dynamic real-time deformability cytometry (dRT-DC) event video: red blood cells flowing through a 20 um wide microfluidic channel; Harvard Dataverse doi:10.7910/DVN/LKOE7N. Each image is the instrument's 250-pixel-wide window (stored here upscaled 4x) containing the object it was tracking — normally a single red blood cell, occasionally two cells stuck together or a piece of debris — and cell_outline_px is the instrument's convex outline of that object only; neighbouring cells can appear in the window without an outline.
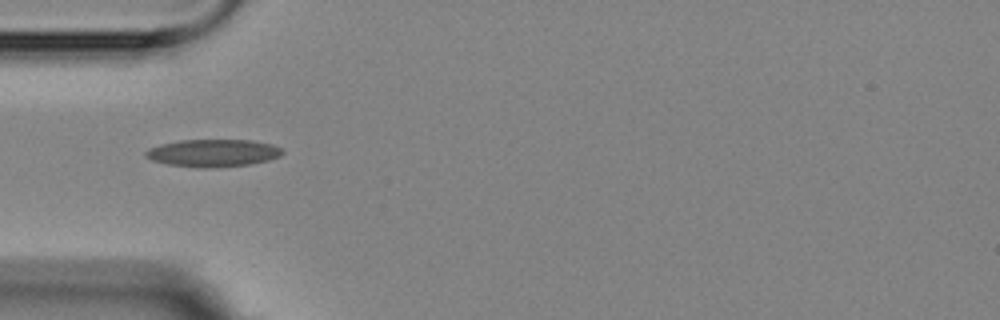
{"species": "Egyptian fruit bat (a non-hibernating species)", "species_latin": "Rousettus aegyptiacus", "temperature_condition": "room temperature", "stored_images_in_passage": 4, "camera_frame_rate_fps": 3000, "um_per_image_px": 0.085, "animal": {"sex": "female"}, "frame": {"image": 1, "passage_image": 4, "time_ms": 5.0, "image_size_px": [1000, 320], "cell_outline_px": [[284, 152], [280, 156], [268, 160], [248, 164], [212, 168], [200, 168], [168, 164], [152, 160], [144, 156], [144, 152], [148, 148], [160, 144], [180, 140], [252, 140], [272, 144], [280, 148]], "centroid_in_image_um": [18.08, 13.0], "position_along_channel_um": 66.9, "area_um2": 21.91}}